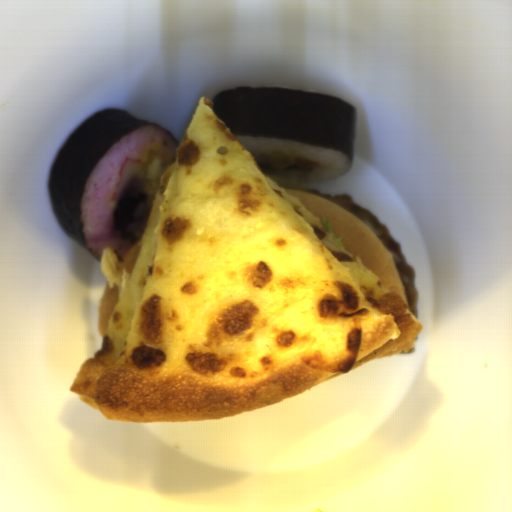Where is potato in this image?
Wrapping results in <instances>:
<instances>
[{
    "label": "potato",
    "instance_id": "72c452e6",
    "mask_svg": "<svg viewBox=\"0 0 512 512\" xmlns=\"http://www.w3.org/2000/svg\"><path fill=\"white\" fill-rule=\"evenodd\" d=\"M148 203L146 194H132L131 196L117 199L113 209L114 229L122 230L133 222L134 214L139 205Z\"/></svg>",
    "mask_w": 512,
    "mask_h": 512
}]
</instances>
